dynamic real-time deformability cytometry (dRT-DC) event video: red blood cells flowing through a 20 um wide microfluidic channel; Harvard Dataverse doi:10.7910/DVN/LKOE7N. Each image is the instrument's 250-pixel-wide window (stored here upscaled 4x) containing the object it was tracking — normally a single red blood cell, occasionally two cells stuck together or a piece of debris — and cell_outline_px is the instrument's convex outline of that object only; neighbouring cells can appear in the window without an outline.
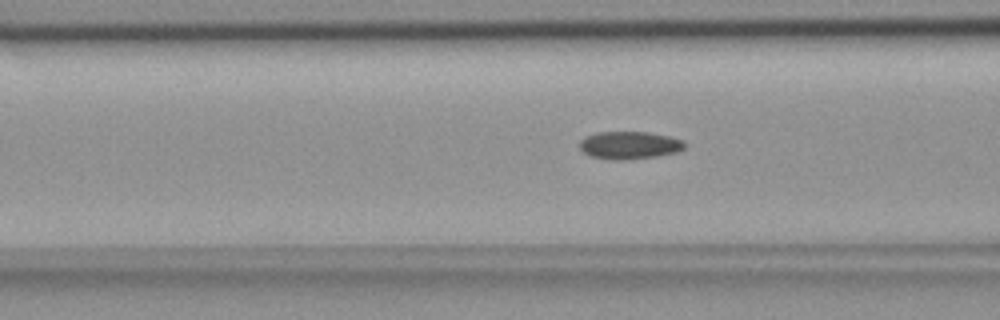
{"species": "common noctule bat (a hibernating species)", "species_latin": "Nyctalus noctula", "temperature_condition": "room temperature", "stored_images_in_passage": 45, "camera_frame_rate_fps": 3000, "um_per_image_px": 0.085, "animal": {"sex": "female", "body_mass_g": 18.4}, "frame": {"image": 1, "passage_image": 12, "time_ms": 3.667, "image_size_px": [1000, 320], "cell_outline_px": [[688, 144], [684, 148], [676, 152], [656, 156], [624, 160], [612, 160], [592, 156], [584, 152], [580, 148], [580, 140], [584, 136], [600, 132], [648, 132], [668, 136], [684, 140]], "centroid_in_image_um": [53.52, 12.34], "position_along_channel_um": 113.1, "area_um2": 16.94}}
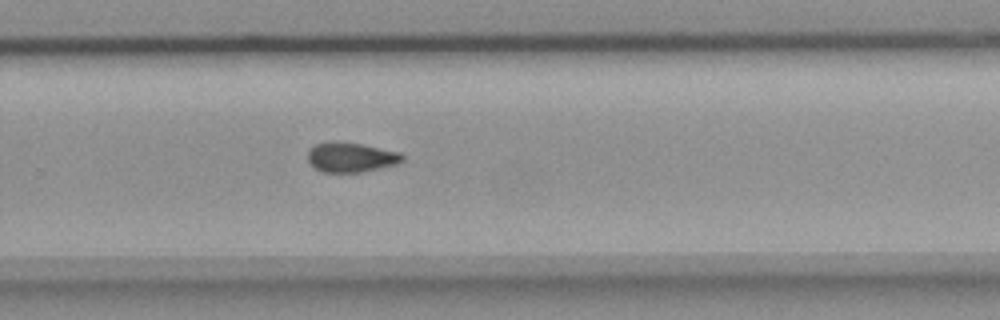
{"frame": {"image": 2, "passage_image": 27, "time_ms": 8.667, "image_size_px": [1000, 320], "cell_outline_px": [[404, 160], [396, 164], [360, 172], [324, 172], [316, 168], [308, 160], [308, 152], [316, 144], [332, 140], [360, 144], [400, 152], [404, 156]], "centroid_in_image_um": [29.84, 13.35], "position_along_channel_um": 300.0, "area_um2": 16.18}}
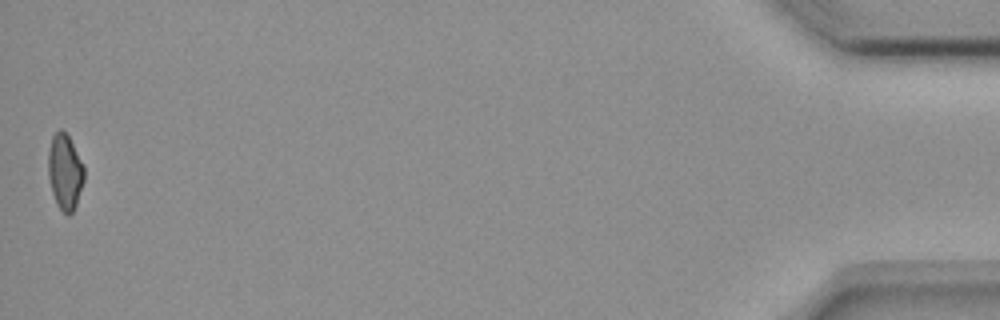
{"frame": {"image": 3, "passage_image": 45, "time_ms": 14.667, "image_size_px": [1000, 320], "cell_outline_px": [[84, 180], [76, 204], [72, 212], [68, 216], [56, 204], [52, 192], [48, 176], [48, 152], [52, 136], [60, 128], [68, 136], [84, 164]], "centroid_in_image_um": [5.52, 14.6], "position_along_channel_um": 429.7, "area_um2": 15.78}, "authors_computed_cell_mechanics": {"area_um2": 16.5886, "velocity_mm_per_s": 3.7432, "shape_relaxation_time_tau1_ms": null, "shape_relaxation_time_tau2_ms": 6.5885, "deformation_change_tau1": null, "deformation_change_tau2": 0.1349}}